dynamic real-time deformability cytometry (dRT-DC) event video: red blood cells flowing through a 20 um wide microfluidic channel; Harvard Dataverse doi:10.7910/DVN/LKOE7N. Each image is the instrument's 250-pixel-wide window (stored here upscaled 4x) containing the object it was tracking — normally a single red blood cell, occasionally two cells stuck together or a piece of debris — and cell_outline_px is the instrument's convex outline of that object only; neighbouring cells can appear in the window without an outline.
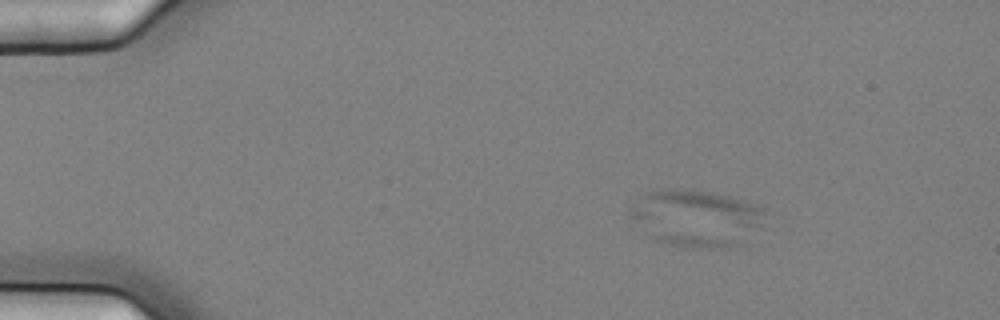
{"species": "common noctule bat (a hibernating species)", "species_latin": "Nyctalus noctula", "temperature_condition": "cold", "stored_images_in_passage": 9, "camera_frame_rate_fps": 3000, "um_per_image_px": 0.085, "animal": {"sex": "female", "body_mass_g": 25.1}, "frame": {"image": 1, "passage_image": 2, "time_ms": 0.333, "image_size_px": [1000, 320], "cell_outline_px": [[764, 228], [728, 248], [692, 248], [672, 244], [660, 240], [632, 216], [628, 212], [648, 192], [668, 188], [676, 188], [712, 192], [760, 204], [764, 208]], "centroid_in_image_um": [59.35, 18.51], "position_along_channel_um": 25.7, "area_um2": 43.7}}
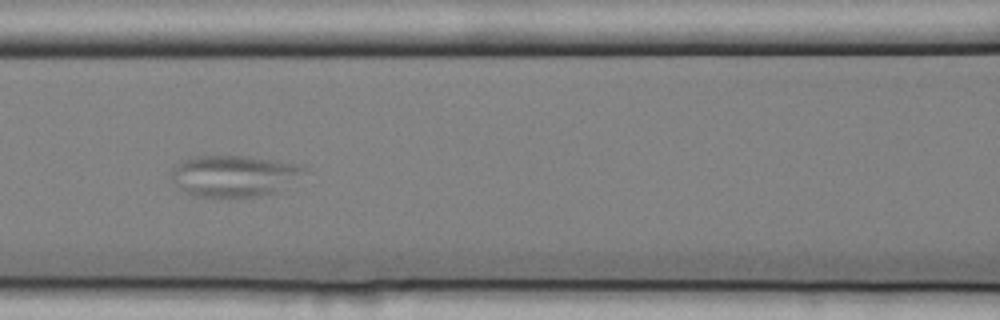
{"frame": {"image": 2, "passage_image": 6, "time_ms": 1.667, "image_size_px": [1000, 320], "cell_outline_px": [[308, 168], [304, 172], [276, 192], [260, 196], [232, 200], [196, 196], [180, 188], [172, 176], [172, 168], [176, 164], [192, 156], [248, 156], [276, 160], [300, 164]], "centroid_in_image_um": [19.89, 14.97], "position_along_channel_um": 146.7, "area_um2": 32.37}}
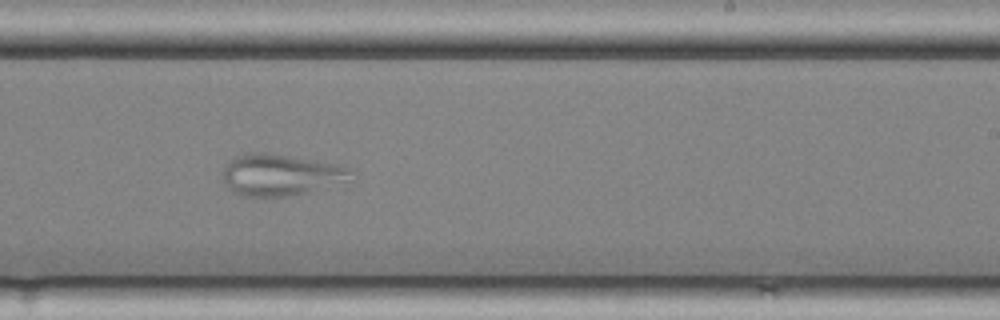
{"frame": {"image": 3, "passage_image": 9, "time_ms": 2.667, "image_size_px": [1000, 320], "cell_outline_px": [[352, 172], [308, 192], [284, 196], [244, 196], [232, 192], [224, 180], [224, 168], [236, 156], [252, 152], [268, 152], [348, 168]], "centroid_in_image_um": [23.61, 14.85], "position_along_channel_um": 265.4, "area_um2": 28.9}}